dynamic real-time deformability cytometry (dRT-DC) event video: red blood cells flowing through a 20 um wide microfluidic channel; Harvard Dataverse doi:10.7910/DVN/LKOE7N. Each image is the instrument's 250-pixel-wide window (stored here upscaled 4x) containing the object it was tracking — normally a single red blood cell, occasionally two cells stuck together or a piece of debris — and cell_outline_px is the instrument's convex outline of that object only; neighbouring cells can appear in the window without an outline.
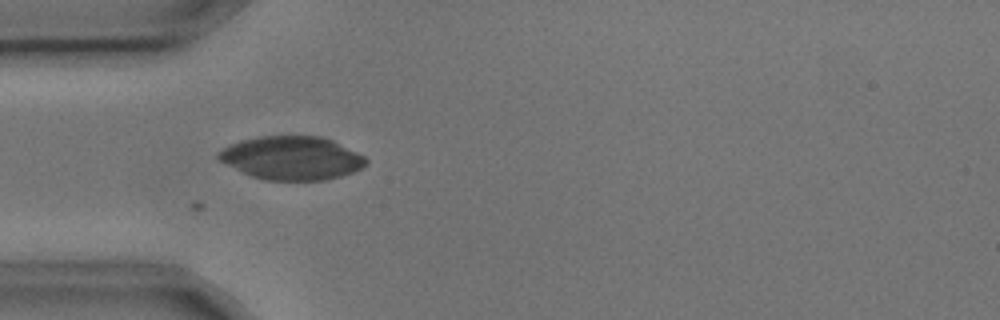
{"species": "common noctule bat (a hibernating species)", "species_latin": "Nyctalus noctula", "temperature_condition": "cold", "stored_images_in_passage": 7, "camera_frame_rate_fps": 3000, "um_per_image_px": 0.085, "animal": {"sex": "male", "body_mass_g": 17.9, "forearm_length_mm": 54.2}, "frame": {"image": 1, "passage_image": 2, "time_ms": 0.333, "image_size_px": [1000, 320], "cell_outline_px": [[368, 164], [364, 168], [340, 176], [324, 180], [264, 180], [252, 176], [220, 160], [216, 156], [224, 148], [240, 140], [256, 136], [320, 136], [332, 140], [364, 156], [368, 160]], "centroid_in_image_um": [24.84, 13.43], "position_along_channel_um": 60.2, "area_um2": 37.05}}
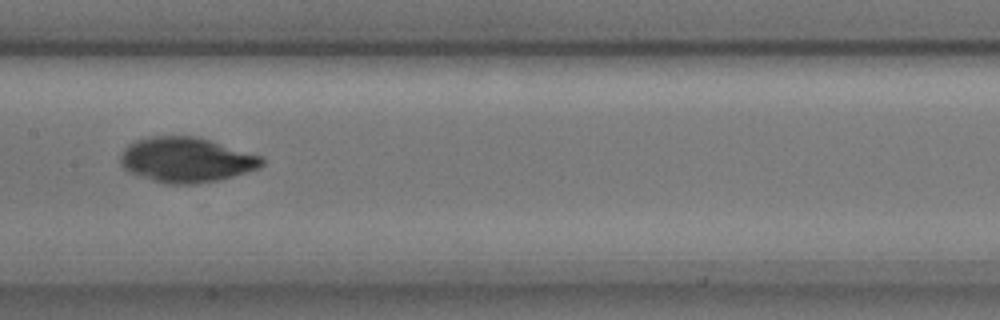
{"frame": {"image": 2, "passage_image": 5, "time_ms": 1.333, "image_size_px": [1000, 320], "cell_outline_px": [[264, 164], [260, 168], [232, 176], [216, 180], [192, 184], [164, 184], [152, 180], [132, 172], [124, 168], [120, 164], [120, 156], [124, 148], [136, 140], [148, 136], [196, 136], [264, 156]], "centroid_in_image_um": [15.86, 13.57], "position_along_channel_um": 191.5, "area_um2": 37.05}}
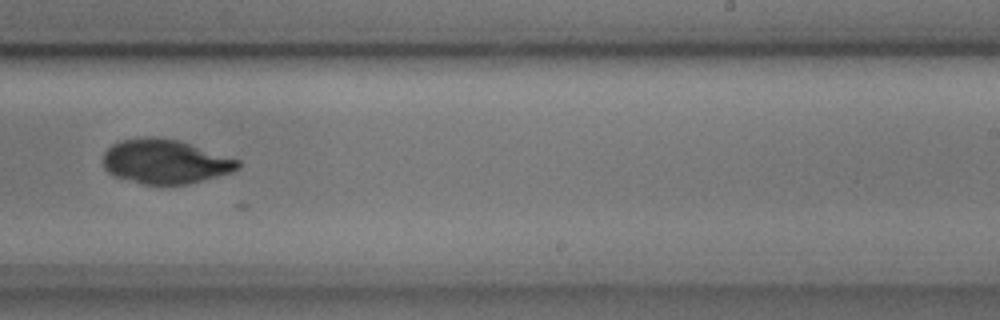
{"frame": {"image": 3, "passage_image": 7, "time_ms": 2.0, "image_size_px": [1000, 320], "cell_outline_px": [[240, 168], [232, 172], [184, 184], [144, 184], [112, 176], [104, 168], [104, 152], [112, 144], [120, 140], [136, 136], [156, 136], [180, 140], [240, 160]], "centroid_in_image_um": [14.01, 13.7], "position_along_channel_um": 275.0, "area_um2": 34.97}}